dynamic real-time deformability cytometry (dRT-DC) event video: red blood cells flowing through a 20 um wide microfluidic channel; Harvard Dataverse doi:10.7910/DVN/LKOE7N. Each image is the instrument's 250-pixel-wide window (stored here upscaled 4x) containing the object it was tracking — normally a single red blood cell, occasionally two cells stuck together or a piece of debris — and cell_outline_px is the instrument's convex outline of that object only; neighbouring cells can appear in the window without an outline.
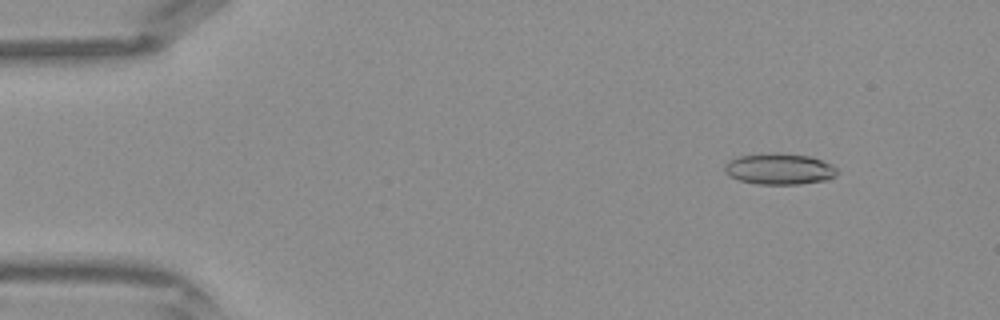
{"species": "Egyptian fruit bat (a non-hibernating species)", "species_latin": "Rousettus aegyptiacus", "temperature_condition": "warm", "stored_images_in_passage": 42, "camera_frame_rate_fps": 3000, "um_per_image_px": 0.085, "frame": {"image": 1, "passage_image": 5, "time_ms": 1.333, "image_size_px": [1000, 320], "cell_outline_px": [[836, 176], [828, 180], [800, 184], [756, 184], [740, 180], [728, 176], [724, 172], [724, 164], [728, 160], [740, 156], [772, 152], [776, 152], [808, 156], [832, 164], [836, 168]], "centroid_in_image_um": [66.22, 14.36], "position_along_channel_um": 18.8, "area_um2": 20.58}}
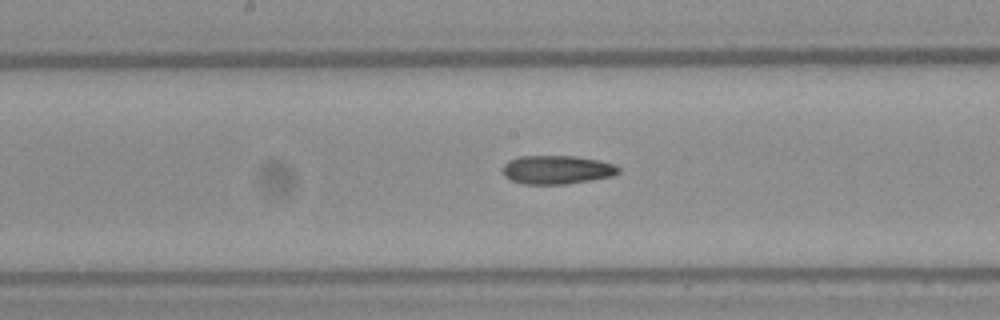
{"frame": {"image": 2, "passage_image": 22, "time_ms": 7.0, "image_size_px": [1000, 320], "cell_outline_px": [[620, 172], [612, 176], [564, 184], [524, 184], [512, 180], [504, 176], [504, 164], [508, 160], [520, 156], [576, 156], [600, 160], [612, 164], [620, 168]], "centroid_in_image_um": [47.33, 14.42], "position_along_channel_um": 200.9, "area_um2": 19.19}}
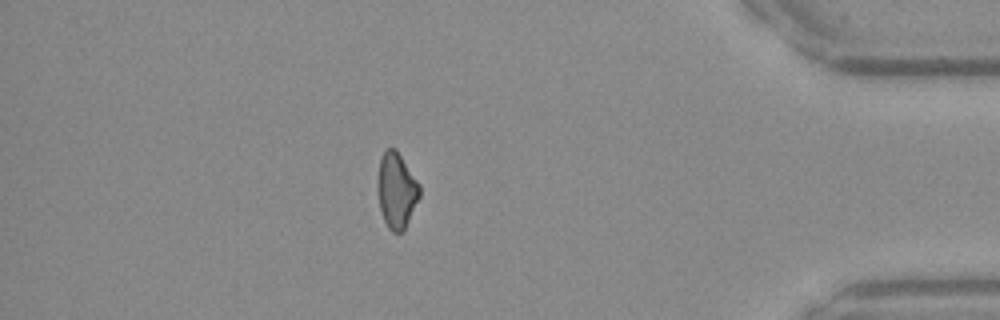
{"frame": {"image": 3, "passage_image": 37, "time_ms": 12.0, "image_size_px": [1000, 320], "cell_outline_px": [[420, 196], [404, 232], [392, 232], [388, 228], [384, 220], [380, 208], [376, 192], [376, 180], [380, 156], [388, 148], [396, 148], [420, 184]], "centroid_in_image_um": [33.68, 16.18], "position_along_channel_um": 401.5, "area_um2": 18.96}}